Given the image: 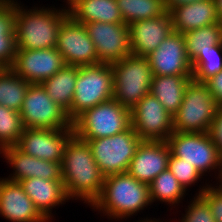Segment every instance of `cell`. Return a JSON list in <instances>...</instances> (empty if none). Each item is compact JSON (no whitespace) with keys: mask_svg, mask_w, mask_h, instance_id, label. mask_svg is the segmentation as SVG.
<instances>
[{"mask_svg":"<svg viewBox=\"0 0 222 222\" xmlns=\"http://www.w3.org/2000/svg\"><path fill=\"white\" fill-rule=\"evenodd\" d=\"M209 134L212 138L213 143L222 154V106L218 108V112L210 127Z\"/></svg>","mask_w":222,"mask_h":222,"instance_id":"d590c367","label":"cell"},{"mask_svg":"<svg viewBox=\"0 0 222 222\" xmlns=\"http://www.w3.org/2000/svg\"><path fill=\"white\" fill-rule=\"evenodd\" d=\"M73 136V125L65 129L25 128L16 147L32 157L61 163L65 147Z\"/></svg>","mask_w":222,"mask_h":222,"instance_id":"4fadbf2b","label":"cell"},{"mask_svg":"<svg viewBox=\"0 0 222 222\" xmlns=\"http://www.w3.org/2000/svg\"><path fill=\"white\" fill-rule=\"evenodd\" d=\"M24 192L31 198L39 212L51 222L53 208L68 202L62 180H46L39 177L27 178L19 182Z\"/></svg>","mask_w":222,"mask_h":222,"instance_id":"44dd1931","label":"cell"},{"mask_svg":"<svg viewBox=\"0 0 222 222\" xmlns=\"http://www.w3.org/2000/svg\"><path fill=\"white\" fill-rule=\"evenodd\" d=\"M80 140L90 146L94 160L104 177L126 173L142 141L131 126L110 137Z\"/></svg>","mask_w":222,"mask_h":222,"instance_id":"9c48e42d","label":"cell"},{"mask_svg":"<svg viewBox=\"0 0 222 222\" xmlns=\"http://www.w3.org/2000/svg\"><path fill=\"white\" fill-rule=\"evenodd\" d=\"M196 195H201L208 203L213 218L216 222H222V186L221 185H212L204 184V186L198 189Z\"/></svg>","mask_w":222,"mask_h":222,"instance_id":"e575fe53","label":"cell"},{"mask_svg":"<svg viewBox=\"0 0 222 222\" xmlns=\"http://www.w3.org/2000/svg\"><path fill=\"white\" fill-rule=\"evenodd\" d=\"M171 154L184 159V162L196 167L204 176L208 172L218 174V182L222 176V154L207 132H176L167 139ZM217 169V170H216ZM206 173V175H205Z\"/></svg>","mask_w":222,"mask_h":222,"instance_id":"ba28073f","label":"cell"},{"mask_svg":"<svg viewBox=\"0 0 222 222\" xmlns=\"http://www.w3.org/2000/svg\"><path fill=\"white\" fill-rule=\"evenodd\" d=\"M149 192L152 204L160 201L176 207L184 199L187 191L167 168L149 184Z\"/></svg>","mask_w":222,"mask_h":222,"instance_id":"4316f807","label":"cell"},{"mask_svg":"<svg viewBox=\"0 0 222 222\" xmlns=\"http://www.w3.org/2000/svg\"><path fill=\"white\" fill-rule=\"evenodd\" d=\"M29 85L11 68H0V105L19 112Z\"/></svg>","mask_w":222,"mask_h":222,"instance_id":"83f0119b","label":"cell"},{"mask_svg":"<svg viewBox=\"0 0 222 222\" xmlns=\"http://www.w3.org/2000/svg\"><path fill=\"white\" fill-rule=\"evenodd\" d=\"M219 23H222V0H214Z\"/></svg>","mask_w":222,"mask_h":222,"instance_id":"f35d334b","label":"cell"},{"mask_svg":"<svg viewBox=\"0 0 222 222\" xmlns=\"http://www.w3.org/2000/svg\"><path fill=\"white\" fill-rule=\"evenodd\" d=\"M24 129L20 113L0 105V151L16 146Z\"/></svg>","mask_w":222,"mask_h":222,"instance_id":"1f68e13d","label":"cell"},{"mask_svg":"<svg viewBox=\"0 0 222 222\" xmlns=\"http://www.w3.org/2000/svg\"><path fill=\"white\" fill-rule=\"evenodd\" d=\"M23 6L16 0L17 49L38 50L56 47L60 25L69 16L67 7L56 9L54 6H33V9H28Z\"/></svg>","mask_w":222,"mask_h":222,"instance_id":"3957f363","label":"cell"},{"mask_svg":"<svg viewBox=\"0 0 222 222\" xmlns=\"http://www.w3.org/2000/svg\"><path fill=\"white\" fill-rule=\"evenodd\" d=\"M191 79L192 75H153L150 93L173 116L182 104L184 90Z\"/></svg>","mask_w":222,"mask_h":222,"instance_id":"cb8c5ba5","label":"cell"},{"mask_svg":"<svg viewBox=\"0 0 222 222\" xmlns=\"http://www.w3.org/2000/svg\"><path fill=\"white\" fill-rule=\"evenodd\" d=\"M16 0H0V68H11L16 56Z\"/></svg>","mask_w":222,"mask_h":222,"instance_id":"484cf974","label":"cell"},{"mask_svg":"<svg viewBox=\"0 0 222 222\" xmlns=\"http://www.w3.org/2000/svg\"><path fill=\"white\" fill-rule=\"evenodd\" d=\"M84 26L100 63L112 64L131 54L129 28L125 23L88 22Z\"/></svg>","mask_w":222,"mask_h":222,"instance_id":"5bb4252c","label":"cell"},{"mask_svg":"<svg viewBox=\"0 0 222 222\" xmlns=\"http://www.w3.org/2000/svg\"><path fill=\"white\" fill-rule=\"evenodd\" d=\"M206 84L218 105L222 106V71L209 79Z\"/></svg>","mask_w":222,"mask_h":222,"instance_id":"8d00e7d4","label":"cell"},{"mask_svg":"<svg viewBox=\"0 0 222 222\" xmlns=\"http://www.w3.org/2000/svg\"><path fill=\"white\" fill-rule=\"evenodd\" d=\"M192 79L206 83L222 71V45H212V49L200 52L192 61Z\"/></svg>","mask_w":222,"mask_h":222,"instance_id":"4dcf8cb0","label":"cell"},{"mask_svg":"<svg viewBox=\"0 0 222 222\" xmlns=\"http://www.w3.org/2000/svg\"><path fill=\"white\" fill-rule=\"evenodd\" d=\"M183 35L188 58L192 61L200 52L212 49V45H222V23L203 26Z\"/></svg>","mask_w":222,"mask_h":222,"instance_id":"f1b7e54d","label":"cell"},{"mask_svg":"<svg viewBox=\"0 0 222 222\" xmlns=\"http://www.w3.org/2000/svg\"><path fill=\"white\" fill-rule=\"evenodd\" d=\"M0 154L13 169V173L6 178L8 180L20 182L33 177L62 180L61 163L59 162L32 157L20 151L16 146L7 147L1 150Z\"/></svg>","mask_w":222,"mask_h":222,"instance_id":"ffe728a7","label":"cell"},{"mask_svg":"<svg viewBox=\"0 0 222 222\" xmlns=\"http://www.w3.org/2000/svg\"><path fill=\"white\" fill-rule=\"evenodd\" d=\"M131 127L142 141H167L173 131V116L151 93L131 109Z\"/></svg>","mask_w":222,"mask_h":222,"instance_id":"8fae6325","label":"cell"},{"mask_svg":"<svg viewBox=\"0 0 222 222\" xmlns=\"http://www.w3.org/2000/svg\"><path fill=\"white\" fill-rule=\"evenodd\" d=\"M171 154L167 141H141L131 159L127 173L139 182L149 185L167 169Z\"/></svg>","mask_w":222,"mask_h":222,"instance_id":"e0dca14e","label":"cell"},{"mask_svg":"<svg viewBox=\"0 0 222 222\" xmlns=\"http://www.w3.org/2000/svg\"><path fill=\"white\" fill-rule=\"evenodd\" d=\"M199 1L203 0H163V5L165 7V10L169 12L174 7Z\"/></svg>","mask_w":222,"mask_h":222,"instance_id":"74e56055","label":"cell"},{"mask_svg":"<svg viewBox=\"0 0 222 222\" xmlns=\"http://www.w3.org/2000/svg\"><path fill=\"white\" fill-rule=\"evenodd\" d=\"M63 57L54 48L17 49L11 69L30 84H41L65 66Z\"/></svg>","mask_w":222,"mask_h":222,"instance_id":"9a60e30c","label":"cell"},{"mask_svg":"<svg viewBox=\"0 0 222 222\" xmlns=\"http://www.w3.org/2000/svg\"><path fill=\"white\" fill-rule=\"evenodd\" d=\"M55 48L66 65L81 67L100 63L86 27L70 16L60 25Z\"/></svg>","mask_w":222,"mask_h":222,"instance_id":"7c38bea8","label":"cell"},{"mask_svg":"<svg viewBox=\"0 0 222 222\" xmlns=\"http://www.w3.org/2000/svg\"><path fill=\"white\" fill-rule=\"evenodd\" d=\"M77 74V66L65 65L52 77L41 83L47 95L67 112L70 120Z\"/></svg>","mask_w":222,"mask_h":222,"instance_id":"d4e9b609","label":"cell"},{"mask_svg":"<svg viewBox=\"0 0 222 222\" xmlns=\"http://www.w3.org/2000/svg\"><path fill=\"white\" fill-rule=\"evenodd\" d=\"M113 71L110 64L78 67L75 92L71 105L73 122L85 110L113 98Z\"/></svg>","mask_w":222,"mask_h":222,"instance_id":"52a82bcc","label":"cell"},{"mask_svg":"<svg viewBox=\"0 0 222 222\" xmlns=\"http://www.w3.org/2000/svg\"><path fill=\"white\" fill-rule=\"evenodd\" d=\"M155 76L192 75L184 35L173 31L147 56Z\"/></svg>","mask_w":222,"mask_h":222,"instance_id":"2e32d148","label":"cell"},{"mask_svg":"<svg viewBox=\"0 0 222 222\" xmlns=\"http://www.w3.org/2000/svg\"><path fill=\"white\" fill-rule=\"evenodd\" d=\"M120 14L126 25L163 15V0H117Z\"/></svg>","mask_w":222,"mask_h":222,"instance_id":"f546056e","label":"cell"},{"mask_svg":"<svg viewBox=\"0 0 222 222\" xmlns=\"http://www.w3.org/2000/svg\"><path fill=\"white\" fill-rule=\"evenodd\" d=\"M219 107L207 84L191 79L173 115V131L209 133Z\"/></svg>","mask_w":222,"mask_h":222,"instance_id":"277c9868","label":"cell"},{"mask_svg":"<svg viewBox=\"0 0 222 222\" xmlns=\"http://www.w3.org/2000/svg\"><path fill=\"white\" fill-rule=\"evenodd\" d=\"M62 181L71 200H82L90 206L99 198L104 176L87 142L75 135L67 143L61 161Z\"/></svg>","mask_w":222,"mask_h":222,"instance_id":"6da1fadb","label":"cell"},{"mask_svg":"<svg viewBox=\"0 0 222 222\" xmlns=\"http://www.w3.org/2000/svg\"><path fill=\"white\" fill-rule=\"evenodd\" d=\"M137 222H159V219H156V218H150V219H148V217L147 218H145V219H141V220H139V221H137ZM161 222V221H160ZM163 222V221H162Z\"/></svg>","mask_w":222,"mask_h":222,"instance_id":"ab89813d","label":"cell"},{"mask_svg":"<svg viewBox=\"0 0 222 222\" xmlns=\"http://www.w3.org/2000/svg\"><path fill=\"white\" fill-rule=\"evenodd\" d=\"M217 184L222 186V176H221V179H220L219 183H217Z\"/></svg>","mask_w":222,"mask_h":222,"instance_id":"60d3db41","label":"cell"},{"mask_svg":"<svg viewBox=\"0 0 222 222\" xmlns=\"http://www.w3.org/2000/svg\"><path fill=\"white\" fill-rule=\"evenodd\" d=\"M172 174L177 178V181L188 191L197 181H201L203 175L200 171L191 164L184 162V159L178 158L170 154L168 159V167Z\"/></svg>","mask_w":222,"mask_h":222,"instance_id":"d6a6232c","label":"cell"},{"mask_svg":"<svg viewBox=\"0 0 222 222\" xmlns=\"http://www.w3.org/2000/svg\"><path fill=\"white\" fill-rule=\"evenodd\" d=\"M72 125L79 139L110 137L131 126V110L112 98L85 110Z\"/></svg>","mask_w":222,"mask_h":222,"instance_id":"8992f818","label":"cell"},{"mask_svg":"<svg viewBox=\"0 0 222 222\" xmlns=\"http://www.w3.org/2000/svg\"><path fill=\"white\" fill-rule=\"evenodd\" d=\"M68 15L81 24L88 22L124 23L117 0H66Z\"/></svg>","mask_w":222,"mask_h":222,"instance_id":"603a6c76","label":"cell"},{"mask_svg":"<svg viewBox=\"0 0 222 222\" xmlns=\"http://www.w3.org/2000/svg\"><path fill=\"white\" fill-rule=\"evenodd\" d=\"M0 215L9 222H49L19 182L0 177Z\"/></svg>","mask_w":222,"mask_h":222,"instance_id":"ac0fdd59","label":"cell"},{"mask_svg":"<svg viewBox=\"0 0 222 222\" xmlns=\"http://www.w3.org/2000/svg\"><path fill=\"white\" fill-rule=\"evenodd\" d=\"M131 54L147 57L173 30L171 16L166 11L163 15L133 22L128 25Z\"/></svg>","mask_w":222,"mask_h":222,"instance_id":"d6986e66","label":"cell"},{"mask_svg":"<svg viewBox=\"0 0 222 222\" xmlns=\"http://www.w3.org/2000/svg\"><path fill=\"white\" fill-rule=\"evenodd\" d=\"M188 204L181 222H216L207 201L201 195L195 194Z\"/></svg>","mask_w":222,"mask_h":222,"instance_id":"836d02e7","label":"cell"},{"mask_svg":"<svg viewBox=\"0 0 222 222\" xmlns=\"http://www.w3.org/2000/svg\"><path fill=\"white\" fill-rule=\"evenodd\" d=\"M19 113L24 128L65 129L72 126L67 112L48 95L41 84H30Z\"/></svg>","mask_w":222,"mask_h":222,"instance_id":"30bf717a","label":"cell"},{"mask_svg":"<svg viewBox=\"0 0 222 222\" xmlns=\"http://www.w3.org/2000/svg\"><path fill=\"white\" fill-rule=\"evenodd\" d=\"M173 30L184 34L190 30L219 23L214 0L183 4L168 12Z\"/></svg>","mask_w":222,"mask_h":222,"instance_id":"7402d4cb","label":"cell"},{"mask_svg":"<svg viewBox=\"0 0 222 222\" xmlns=\"http://www.w3.org/2000/svg\"><path fill=\"white\" fill-rule=\"evenodd\" d=\"M151 204L149 185L126 172L105 177L101 194L91 207L103 216L107 215L108 219L121 220Z\"/></svg>","mask_w":222,"mask_h":222,"instance_id":"7a4b0ae2","label":"cell"},{"mask_svg":"<svg viewBox=\"0 0 222 222\" xmlns=\"http://www.w3.org/2000/svg\"><path fill=\"white\" fill-rule=\"evenodd\" d=\"M110 65L114 82L113 99L131 110L150 93L153 73L149 59L130 54Z\"/></svg>","mask_w":222,"mask_h":222,"instance_id":"5b68a950","label":"cell"}]
</instances>
